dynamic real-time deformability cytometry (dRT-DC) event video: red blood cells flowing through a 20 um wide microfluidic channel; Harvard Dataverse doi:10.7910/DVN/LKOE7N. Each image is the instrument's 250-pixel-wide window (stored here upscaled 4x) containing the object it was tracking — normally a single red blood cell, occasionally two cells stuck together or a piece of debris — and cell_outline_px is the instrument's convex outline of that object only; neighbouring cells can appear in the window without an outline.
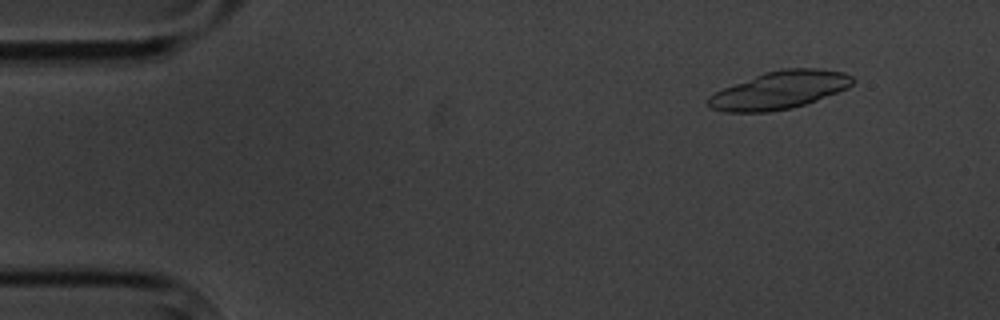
{"species": "common noctule bat (a hibernating species)", "species_latin": "Nyctalus noctula", "temperature_condition": "cold", "stored_images_in_passage": 11, "segment_of_instrument_passage": [1, 2], "camera_frame_rate_fps": 3000, "um_per_image_px": 0.085, "animal": {"sex": "male", "body_mass_g": 20.1, "forearm_length_mm": 53.5}, "frame": {"image": 1, "passage_image": 2, "time_ms": 1.333, "image_size_px": [1000, 320], "cell_outline_px": [[856, 80], [848, 88], [816, 100], [792, 108], [768, 112], [724, 112], [712, 108], [704, 104], [708, 96], [724, 88], [764, 72], [784, 68], [816, 68], [844, 72], [852, 76]], "centroid_in_image_um": [66.25, 7.66], "position_along_channel_um": 18.8, "area_um2": 31.79}}